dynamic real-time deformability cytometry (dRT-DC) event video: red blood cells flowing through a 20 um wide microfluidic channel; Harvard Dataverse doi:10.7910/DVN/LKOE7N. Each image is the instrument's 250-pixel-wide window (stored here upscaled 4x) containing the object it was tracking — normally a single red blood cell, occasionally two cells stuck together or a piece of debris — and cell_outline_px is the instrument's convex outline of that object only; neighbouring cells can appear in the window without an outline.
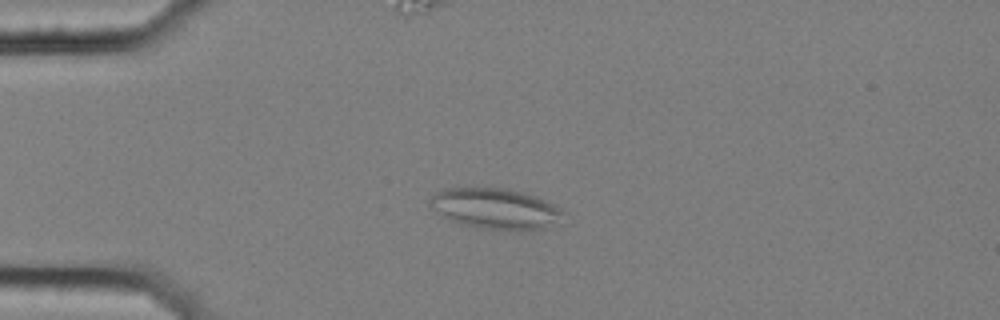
{"species": "common noctule bat (a hibernating species)", "species_latin": "Nyctalus noctula", "temperature_condition": "cold", "stored_images_in_passage": 45, "segment_of_instrument_passage": [1, 2], "camera_frame_rate_fps": 3000, "um_per_image_px": 0.085, "animal": {"sex": "female", "body_mass_g": 25.1}, "frame": {"image": 1, "passage_image": 2, "time_ms": 0.333, "image_size_px": [1000, 320], "cell_outline_px": [[568, 212], [564, 224], [544, 228], [520, 232], [512, 232], [480, 228], [460, 224], [444, 216], [428, 204], [428, 200], [436, 192], [444, 188], [508, 188], [524, 192], [548, 200]], "centroid_in_image_um": [42.28, 17.77], "position_along_channel_um": 42.7, "area_um2": 32.83}}